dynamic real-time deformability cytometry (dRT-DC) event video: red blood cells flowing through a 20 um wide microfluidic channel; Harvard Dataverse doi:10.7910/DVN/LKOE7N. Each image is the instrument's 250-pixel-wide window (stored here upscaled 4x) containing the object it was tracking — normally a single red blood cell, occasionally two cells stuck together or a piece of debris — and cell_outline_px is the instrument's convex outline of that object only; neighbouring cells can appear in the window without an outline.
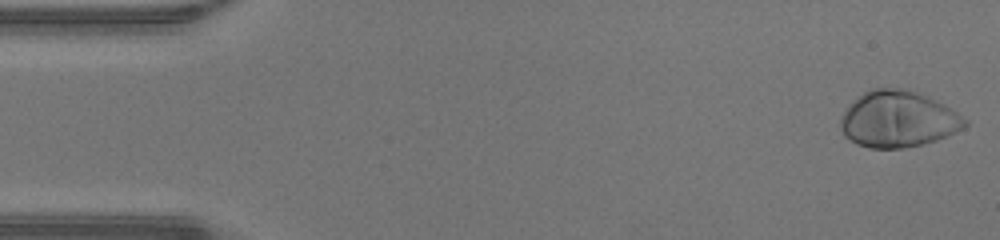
{"species": "human", "species_latin": "Homo sapiens", "temperature_condition": "warm", "stored_images_in_passage": 47, "camera_frame_rate_fps": 3000, "um_per_image_px": 0.085, "donor": {"sex": "male"}, "frame": {"image": 1, "passage_image": 1, "time_ms": 0.0, "image_size_px": [1000, 240], "cell_outline_px": [[968, 124], [964, 128], [936, 140], [920, 144], [900, 148], [868, 148], [856, 144], [844, 136], [840, 128], [840, 120], [844, 112], [864, 92], [872, 88], [900, 88], [916, 92], [928, 96], [944, 104], [968, 120]], "centroid_in_image_um": [76.34, 10.14], "position_along_channel_um": 8.7, "area_um2": 40.46}}
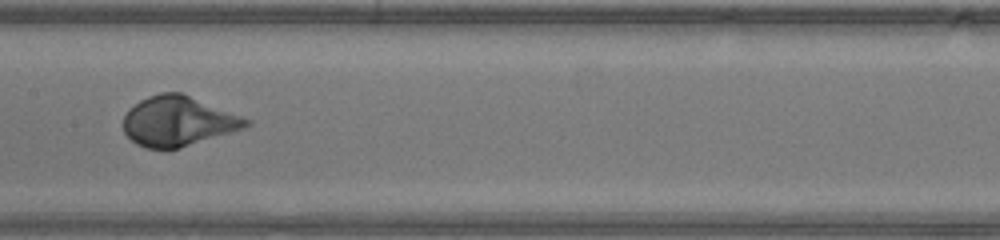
{"frame": {"image": 2, "passage_image": 23, "time_ms": 7.333, "image_size_px": [1000, 240], "cell_outline_px": [[252, 124], [244, 128], [232, 132], [180, 148], [148, 148], [136, 144], [124, 132], [124, 116], [128, 108], [140, 100], [148, 96], [160, 92], [180, 92], [252, 120]], "centroid_in_image_um": [15.14, 10.29], "position_along_channel_um": 192.3, "area_um2": 35.49}}
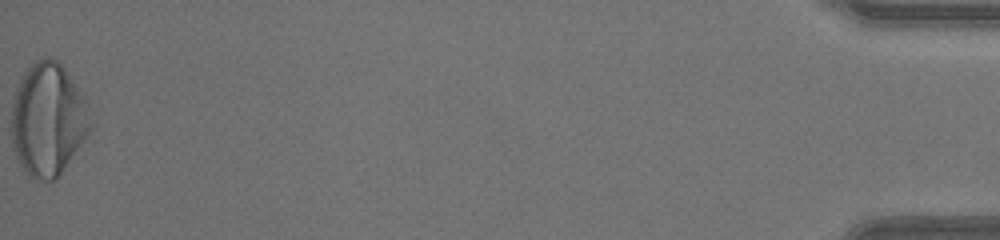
{"frame": {"image": 3, "passage_image": 47, "time_ms": 15.333, "image_size_px": [1000, 240], "cell_outline_px": [[92, 128], [56, 180], [44, 180], [28, 176], [20, 164], [16, 156], [12, 140], [12, 104], [16, 88], [24, 72], [32, 64], [48, 56], [56, 60], [64, 68], [84, 96], [88, 104], [92, 124]], "centroid_in_image_um": [4.09, 10.16], "position_along_channel_um": 431.1, "area_um2": 51.62}, "authors_computed_cell_mechanics": {"area_um2": 36.6452, "velocity_mm_per_s": 4.3579, "shape_relaxation_time_tau1_ms": 2.1048, "shape_relaxation_time_tau2_ms": null, "deformation_change_tau1": 0.2006, "deformation_change_tau2": null}}